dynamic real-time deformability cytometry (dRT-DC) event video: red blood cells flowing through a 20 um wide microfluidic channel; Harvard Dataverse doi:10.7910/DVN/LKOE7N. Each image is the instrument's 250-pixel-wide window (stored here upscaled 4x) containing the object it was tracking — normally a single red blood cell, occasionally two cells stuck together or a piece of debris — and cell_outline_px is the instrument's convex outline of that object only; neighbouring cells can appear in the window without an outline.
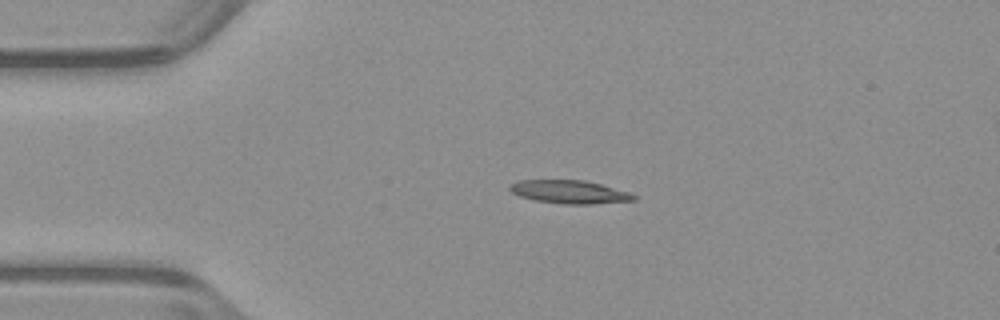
{"species": "common noctule bat (a hibernating species)", "species_latin": "Nyctalus noctula", "temperature_condition": "warm", "stored_images_in_passage": 51, "camera_frame_rate_fps": 3000, "um_per_image_px": 0.085, "animal": {"sex": "male", "body_mass_g": 23.1, "forearm_length_mm": 52.7}, "frame": {"image": 1, "passage_image": 11, "time_ms": 3.333, "image_size_px": [1000, 320], "cell_outline_px": [[636, 200], [592, 204], [564, 204], [536, 200], [520, 196], [512, 192], [508, 188], [512, 184], [520, 180], [584, 180], [600, 184], [628, 192], [636, 196]], "centroid_in_image_um": [48.41, 16.31], "position_along_channel_um": 36.6, "area_um2": 16.53}}
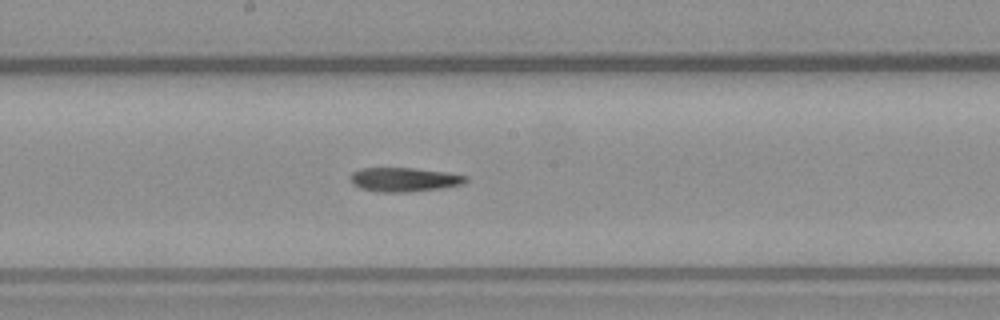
{"frame": {"image": 2, "passage_image": 27, "time_ms": 8.667, "image_size_px": [1000, 320], "cell_outline_px": [[468, 180], [464, 184], [440, 188], [408, 192], [380, 192], [360, 188], [352, 184], [348, 176], [352, 172], [360, 168], [412, 168], [448, 172], [468, 176]], "centroid_in_image_um": [34.34, 15.26], "position_along_channel_um": 213.9, "area_um2": 16.36}}
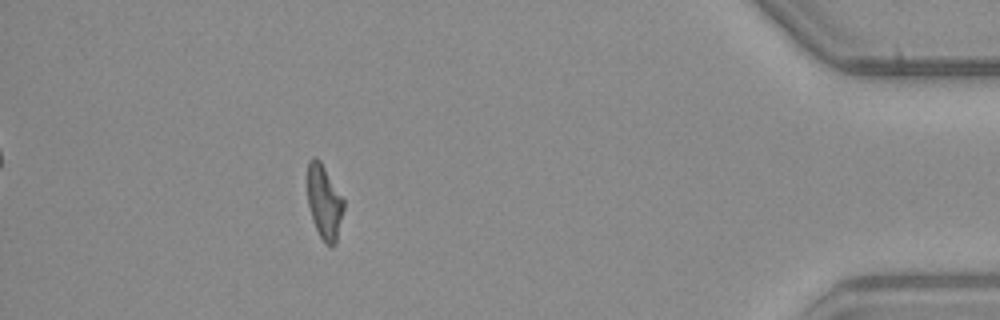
{"frame": {"image": 3, "passage_image": 46, "time_ms": 15.0, "image_size_px": [1000, 320], "cell_outline_px": [[344, 208], [336, 244], [332, 248], [328, 248], [324, 244], [316, 228], [308, 204], [308, 160], [312, 156], [316, 156], [320, 160], [344, 200]], "centroid_in_image_um": [27.57, 17.21], "position_along_channel_um": 407.6, "area_um2": 15.72}}